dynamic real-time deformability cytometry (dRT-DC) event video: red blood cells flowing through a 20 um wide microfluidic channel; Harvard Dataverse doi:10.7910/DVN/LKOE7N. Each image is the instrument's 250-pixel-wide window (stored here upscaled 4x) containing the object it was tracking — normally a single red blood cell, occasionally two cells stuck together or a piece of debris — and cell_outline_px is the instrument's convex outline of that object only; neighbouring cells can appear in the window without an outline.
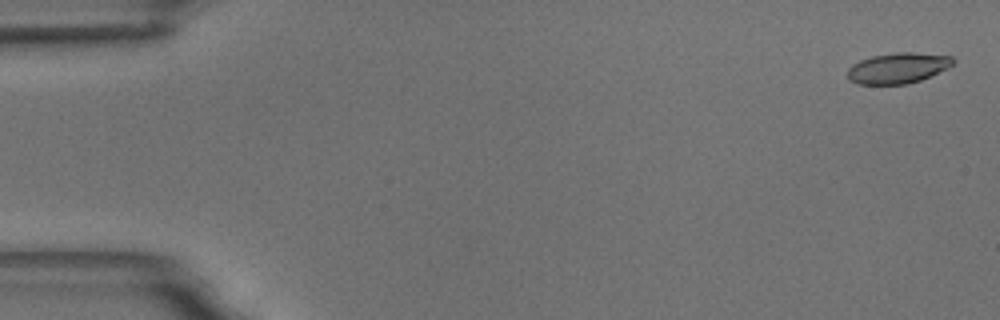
{"species": "common noctule bat (a hibernating species)", "species_latin": "Nyctalus noctula", "temperature_condition": "room temperature", "stored_images_in_passage": 12, "camera_frame_rate_fps": 3000, "um_per_image_px": 0.085, "animal": {"sex": "male", "body_mass_g": 18.8}, "frame": {"image": 1, "passage_image": 2, "time_ms": 0.333, "image_size_px": [1000, 320], "cell_outline_px": [[956, 60], [948, 68], [920, 80], [908, 84], [856, 84], [848, 80], [848, 68], [852, 64], [860, 60], [872, 56], [896, 52], [912, 52], [952, 56]], "centroid_in_image_um": [76.31, 5.78], "position_along_channel_um": 8.7, "area_um2": 18.9}}